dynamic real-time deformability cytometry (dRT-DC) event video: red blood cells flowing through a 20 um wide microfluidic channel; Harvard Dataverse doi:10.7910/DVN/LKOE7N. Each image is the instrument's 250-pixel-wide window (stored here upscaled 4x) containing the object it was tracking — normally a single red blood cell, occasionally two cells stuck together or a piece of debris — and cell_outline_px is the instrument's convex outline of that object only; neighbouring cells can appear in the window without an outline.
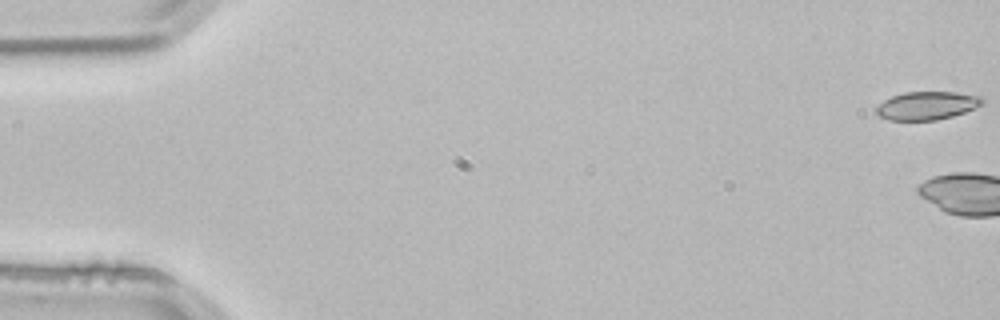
{"species": "common noctule bat (a hibernating species)", "species_latin": "Nyctalus noctula", "temperature_condition": "room temperature", "stored_images_in_passage": 4, "camera_frame_rate_fps": 3000, "um_per_image_px": 0.085, "animal": {"sex": "male", "body_mass_g": 21.5, "forearm_length_mm": 52.0}, "frame": {"image": 1, "passage_image": 1, "time_ms": 0.0, "image_size_px": [1000, 320], "cell_outline_px": [[984, 104], [964, 112], [952, 116], [936, 120], [888, 120], [880, 116], [872, 108], [876, 104], [892, 96], [904, 92], [956, 92], [984, 96]], "centroid_in_image_um": [78.77, 8.97], "position_along_channel_um": 6.2, "area_um2": 17.69}}